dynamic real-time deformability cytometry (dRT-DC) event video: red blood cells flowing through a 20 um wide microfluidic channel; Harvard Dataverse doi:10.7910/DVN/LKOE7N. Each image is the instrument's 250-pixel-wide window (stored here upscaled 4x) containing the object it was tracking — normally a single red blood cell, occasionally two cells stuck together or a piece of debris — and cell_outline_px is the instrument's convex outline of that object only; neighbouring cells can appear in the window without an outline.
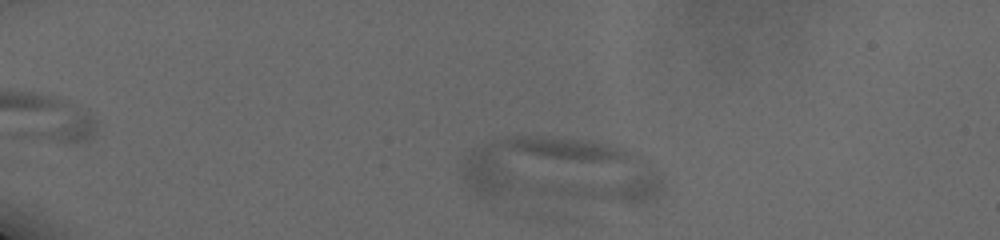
{"species": "human", "species_latin": "Homo sapiens", "temperature_condition": "cold", "stored_images_in_passage": 55, "camera_frame_rate_fps": 3000, "um_per_image_px": 0.085, "donor": {"sex": "male"}, "frame": {"image": 1, "passage_image": 1, "time_ms": 0.0, "image_size_px": [1000, 240], "cell_outline_px": [[660, 192], [656, 196], [648, 200], [636, 204], [548, 196], [532, 188], [648, 164], [656, 172], [660, 180]], "centroid_in_image_um": [51.84, 15.85], "position_along_channel_um": 33.2, "area_um2": 21.62}}